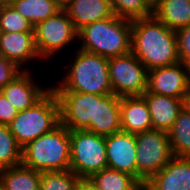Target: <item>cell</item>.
I'll return each instance as SVG.
<instances>
[{"instance_id":"cell-1","label":"cell","mask_w":190,"mask_h":190,"mask_svg":"<svg viewBox=\"0 0 190 190\" xmlns=\"http://www.w3.org/2000/svg\"><path fill=\"white\" fill-rule=\"evenodd\" d=\"M131 52L148 71L180 62L176 31L153 15L132 21Z\"/></svg>"},{"instance_id":"cell-2","label":"cell","mask_w":190,"mask_h":190,"mask_svg":"<svg viewBox=\"0 0 190 190\" xmlns=\"http://www.w3.org/2000/svg\"><path fill=\"white\" fill-rule=\"evenodd\" d=\"M77 50V51H76ZM71 61L64 65L65 76L54 86L53 91H71L96 95L113 94L109 79L108 58L76 49Z\"/></svg>"},{"instance_id":"cell-3","label":"cell","mask_w":190,"mask_h":190,"mask_svg":"<svg viewBox=\"0 0 190 190\" xmlns=\"http://www.w3.org/2000/svg\"><path fill=\"white\" fill-rule=\"evenodd\" d=\"M78 39L83 51L107 58L123 56L131 53L132 21L114 15L84 26Z\"/></svg>"},{"instance_id":"cell-4","label":"cell","mask_w":190,"mask_h":190,"mask_svg":"<svg viewBox=\"0 0 190 190\" xmlns=\"http://www.w3.org/2000/svg\"><path fill=\"white\" fill-rule=\"evenodd\" d=\"M70 130L59 124L22 148V164L38 172L70 170Z\"/></svg>"},{"instance_id":"cell-5","label":"cell","mask_w":190,"mask_h":190,"mask_svg":"<svg viewBox=\"0 0 190 190\" xmlns=\"http://www.w3.org/2000/svg\"><path fill=\"white\" fill-rule=\"evenodd\" d=\"M60 124L59 103L55 92L50 89L32 107L18 112L8 124L17 144L23 148L29 142L51 132Z\"/></svg>"},{"instance_id":"cell-6","label":"cell","mask_w":190,"mask_h":190,"mask_svg":"<svg viewBox=\"0 0 190 190\" xmlns=\"http://www.w3.org/2000/svg\"><path fill=\"white\" fill-rule=\"evenodd\" d=\"M70 141V170L79 178H90L107 168L105 136L88 130H72Z\"/></svg>"},{"instance_id":"cell-7","label":"cell","mask_w":190,"mask_h":190,"mask_svg":"<svg viewBox=\"0 0 190 190\" xmlns=\"http://www.w3.org/2000/svg\"><path fill=\"white\" fill-rule=\"evenodd\" d=\"M137 180L146 183L174 157L168 133L160 130L136 134Z\"/></svg>"},{"instance_id":"cell-8","label":"cell","mask_w":190,"mask_h":190,"mask_svg":"<svg viewBox=\"0 0 190 190\" xmlns=\"http://www.w3.org/2000/svg\"><path fill=\"white\" fill-rule=\"evenodd\" d=\"M33 30L36 49L43 61H49L78 41V31L63 9L36 24Z\"/></svg>"},{"instance_id":"cell-9","label":"cell","mask_w":190,"mask_h":190,"mask_svg":"<svg viewBox=\"0 0 190 190\" xmlns=\"http://www.w3.org/2000/svg\"><path fill=\"white\" fill-rule=\"evenodd\" d=\"M109 79L118 97L142 96L147 90L148 70L131 52L108 58Z\"/></svg>"},{"instance_id":"cell-10","label":"cell","mask_w":190,"mask_h":190,"mask_svg":"<svg viewBox=\"0 0 190 190\" xmlns=\"http://www.w3.org/2000/svg\"><path fill=\"white\" fill-rule=\"evenodd\" d=\"M59 103L60 124L72 130H85L95 122L96 94L54 91Z\"/></svg>"},{"instance_id":"cell-11","label":"cell","mask_w":190,"mask_h":190,"mask_svg":"<svg viewBox=\"0 0 190 190\" xmlns=\"http://www.w3.org/2000/svg\"><path fill=\"white\" fill-rule=\"evenodd\" d=\"M190 89V71L181 62L148 71L147 91L182 99Z\"/></svg>"},{"instance_id":"cell-12","label":"cell","mask_w":190,"mask_h":190,"mask_svg":"<svg viewBox=\"0 0 190 190\" xmlns=\"http://www.w3.org/2000/svg\"><path fill=\"white\" fill-rule=\"evenodd\" d=\"M107 167L137 179L136 134L118 131L105 137Z\"/></svg>"},{"instance_id":"cell-13","label":"cell","mask_w":190,"mask_h":190,"mask_svg":"<svg viewBox=\"0 0 190 190\" xmlns=\"http://www.w3.org/2000/svg\"><path fill=\"white\" fill-rule=\"evenodd\" d=\"M31 74V70L22 71L0 91L18 112L32 107L51 89L35 82Z\"/></svg>"},{"instance_id":"cell-14","label":"cell","mask_w":190,"mask_h":190,"mask_svg":"<svg viewBox=\"0 0 190 190\" xmlns=\"http://www.w3.org/2000/svg\"><path fill=\"white\" fill-rule=\"evenodd\" d=\"M0 53L23 71L30 70L25 66L29 62L43 61L36 49L34 32H0Z\"/></svg>"},{"instance_id":"cell-15","label":"cell","mask_w":190,"mask_h":190,"mask_svg":"<svg viewBox=\"0 0 190 190\" xmlns=\"http://www.w3.org/2000/svg\"><path fill=\"white\" fill-rule=\"evenodd\" d=\"M146 185L150 190H190V158L174 156Z\"/></svg>"},{"instance_id":"cell-16","label":"cell","mask_w":190,"mask_h":190,"mask_svg":"<svg viewBox=\"0 0 190 190\" xmlns=\"http://www.w3.org/2000/svg\"><path fill=\"white\" fill-rule=\"evenodd\" d=\"M120 100L115 94L96 95L95 122L85 130L105 137L121 131Z\"/></svg>"},{"instance_id":"cell-17","label":"cell","mask_w":190,"mask_h":190,"mask_svg":"<svg viewBox=\"0 0 190 190\" xmlns=\"http://www.w3.org/2000/svg\"><path fill=\"white\" fill-rule=\"evenodd\" d=\"M121 131L138 134L153 130L150 112L143 96L121 97Z\"/></svg>"},{"instance_id":"cell-18","label":"cell","mask_w":190,"mask_h":190,"mask_svg":"<svg viewBox=\"0 0 190 190\" xmlns=\"http://www.w3.org/2000/svg\"><path fill=\"white\" fill-rule=\"evenodd\" d=\"M148 105L153 129L168 132L183 109V100L149 93L142 95Z\"/></svg>"},{"instance_id":"cell-19","label":"cell","mask_w":190,"mask_h":190,"mask_svg":"<svg viewBox=\"0 0 190 190\" xmlns=\"http://www.w3.org/2000/svg\"><path fill=\"white\" fill-rule=\"evenodd\" d=\"M63 10L77 31L88 24L114 16L110 0H72Z\"/></svg>"},{"instance_id":"cell-20","label":"cell","mask_w":190,"mask_h":190,"mask_svg":"<svg viewBox=\"0 0 190 190\" xmlns=\"http://www.w3.org/2000/svg\"><path fill=\"white\" fill-rule=\"evenodd\" d=\"M152 15L170 30L177 31L190 25V2L188 0H159Z\"/></svg>"},{"instance_id":"cell-21","label":"cell","mask_w":190,"mask_h":190,"mask_svg":"<svg viewBox=\"0 0 190 190\" xmlns=\"http://www.w3.org/2000/svg\"><path fill=\"white\" fill-rule=\"evenodd\" d=\"M41 172L22 163L0 170L1 190H40Z\"/></svg>"},{"instance_id":"cell-22","label":"cell","mask_w":190,"mask_h":190,"mask_svg":"<svg viewBox=\"0 0 190 190\" xmlns=\"http://www.w3.org/2000/svg\"><path fill=\"white\" fill-rule=\"evenodd\" d=\"M89 179L98 190H138L142 186L132 175L108 167Z\"/></svg>"},{"instance_id":"cell-23","label":"cell","mask_w":190,"mask_h":190,"mask_svg":"<svg viewBox=\"0 0 190 190\" xmlns=\"http://www.w3.org/2000/svg\"><path fill=\"white\" fill-rule=\"evenodd\" d=\"M10 4L22 14L33 27L62 10L54 0H12Z\"/></svg>"},{"instance_id":"cell-24","label":"cell","mask_w":190,"mask_h":190,"mask_svg":"<svg viewBox=\"0 0 190 190\" xmlns=\"http://www.w3.org/2000/svg\"><path fill=\"white\" fill-rule=\"evenodd\" d=\"M167 133L173 155L190 158V113L182 109Z\"/></svg>"},{"instance_id":"cell-25","label":"cell","mask_w":190,"mask_h":190,"mask_svg":"<svg viewBox=\"0 0 190 190\" xmlns=\"http://www.w3.org/2000/svg\"><path fill=\"white\" fill-rule=\"evenodd\" d=\"M22 163V148L17 144L8 125L0 124V170Z\"/></svg>"},{"instance_id":"cell-26","label":"cell","mask_w":190,"mask_h":190,"mask_svg":"<svg viewBox=\"0 0 190 190\" xmlns=\"http://www.w3.org/2000/svg\"><path fill=\"white\" fill-rule=\"evenodd\" d=\"M79 180L71 170L41 172L40 190H76Z\"/></svg>"},{"instance_id":"cell-27","label":"cell","mask_w":190,"mask_h":190,"mask_svg":"<svg viewBox=\"0 0 190 190\" xmlns=\"http://www.w3.org/2000/svg\"><path fill=\"white\" fill-rule=\"evenodd\" d=\"M113 14L130 21L152 16V9L144 0H110Z\"/></svg>"},{"instance_id":"cell-28","label":"cell","mask_w":190,"mask_h":190,"mask_svg":"<svg viewBox=\"0 0 190 190\" xmlns=\"http://www.w3.org/2000/svg\"><path fill=\"white\" fill-rule=\"evenodd\" d=\"M33 28L10 3L0 8V32H34Z\"/></svg>"},{"instance_id":"cell-29","label":"cell","mask_w":190,"mask_h":190,"mask_svg":"<svg viewBox=\"0 0 190 190\" xmlns=\"http://www.w3.org/2000/svg\"><path fill=\"white\" fill-rule=\"evenodd\" d=\"M179 60L190 71V25L176 31Z\"/></svg>"},{"instance_id":"cell-30","label":"cell","mask_w":190,"mask_h":190,"mask_svg":"<svg viewBox=\"0 0 190 190\" xmlns=\"http://www.w3.org/2000/svg\"><path fill=\"white\" fill-rule=\"evenodd\" d=\"M22 71L17 65L4 58L0 53V91Z\"/></svg>"},{"instance_id":"cell-31","label":"cell","mask_w":190,"mask_h":190,"mask_svg":"<svg viewBox=\"0 0 190 190\" xmlns=\"http://www.w3.org/2000/svg\"><path fill=\"white\" fill-rule=\"evenodd\" d=\"M17 114L16 108L0 92V124H10Z\"/></svg>"},{"instance_id":"cell-32","label":"cell","mask_w":190,"mask_h":190,"mask_svg":"<svg viewBox=\"0 0 190 190\" xmlns=\"http://www.w3.org/2000/svg\"><path fill=\"white\" fill-rule=\"evenodd\" d=\"M76 190H98L89 178H80Z\"/></svg>"},{"instance_id":"cell-33","label":"cell","mask_w":190,"mask_h":190,"mask_svg":"<svg viewBox=\"0 0 190 190\" xmlns=\"http://www.w3.org/2000/svg\"><path fill=\"white\" fill-rule=\"evenodd\" d=\"M183 109L190 113V89L187 94L183 97Z\"/></svg>"},{"instance_id":"cell-34","label":"cell","mask_w":190,"mask_h":190,"mask_svg":"<svg viewBox=\"0 0 190 190\" xmlns=\"http://www.w3.org/2000/svg\"><path fill=\"white\" fill-rule=\"evenodd\" d=\"M62 9L66 7L72 0H54Z\"/></svg>"},{"instance_id":"cell-35","label":"cell","mask_w":190,"mask_h":190,"mask_svg":"<svg viewBox=\"0 0 190 190\" xmlns=\"http://www.w3.org/2000/svg\"><path fill=\"white\" fill-rule=\"evenodd\" d=\"M144 1H145V3H146L151 9H153V8L157 5V3H158L159 0H144Z\"/></svg>"},{"instance_id":"cell-36","label":"cell","mask_w":190,"mask_h":190,"mask_svg":"<svg viewBox=\"0 0 190 190\" xmlns=\"http://www.w3.org/2000/svg\"><path fill=\"white\" fill-rule=\"evenodd\" d=\"M138 190H150L147 185H142Z\"/></svg>"},{"instance_id":"cell-37","label":"cell","mask_w":190,"mask_h":190,"mask_svg":"<svg viewBox=\"0 0 190 190\" xmlns=\"http://www.w3.org/2000/svg\"><path fill=\"white\" fill-rule=\"evenodd\" d=\"M6 4V2L4 1V0H0V8L2 7V6H4Z\"/></svg>"},{"instance_id":"cell-38","label":"cell","mask_w":190,"mask_h":190,"mask_svg":"<svg viewBox=\"0 0 190 190\" xmlns=\"http://www.w3.org/2000/svg\"><path fill=\"white\" fill-rule=\"evenodd\" d=\"M6 3H10L12 0H4Z\"/></svg>"}]
</instances>
